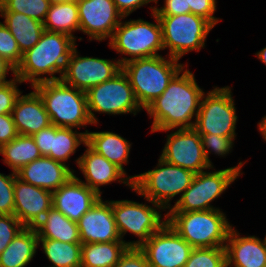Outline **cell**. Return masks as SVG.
<instances>
[{"label":"cell","instance_id":"6da1fadb","mask_svg":"<svg viewBox=\"0 0 266 267\" xmlns=\"http://www.w3.org/2000/svg\"><path fill=\"white\" fill-rule=\"evenodd\" d=\"M186 67L188 68V65L173 77L166 90L145 109L153 120L151 133L169 129L194 128L205 92L199 87L194 73Z\"/></svg>","mask_w":266,"mask_h":267},{"label":"cell","instance_id":"7a4b0ae2","mask_svg":"<svg viewBox=\"0 0 266 267\" xmlns=\"http://www.w3.org/2000/svg\"><path fill=\"white\" fill-rule=\"evenodd\" d=\"M76 45V40L67 34L44 30L38 43L23 53L16 77L23 83L29 82L31 88L41 82L60 80Z\"/></svg>","mask_w":266,"mask_h":267},{"label":"cell","instance_id":"3957f363","mask_svg":"<svg viewBox=\"0 0 266 267\" xmlns=\"http://www.w3.org/2000/svg\"><path fill=\"white\" fill-rule=\"evenodd\" d=\"M161 55L130 60L122 65L139 105L145 110L168 87L173 77L187 64Z\"/></svg>","mask_w":266,"mask_h":267},{"label":"cell","instance_id":"277c9868","mask_svg":"<svg viewBox=\"0 0 266 267\" xmlns=\"http://www.w3.org/2000/svg\"><path fill=\"white\" fill-rule=\"evenodd\" d=\"M167 222L193 248L225 247L233 227L222 209L167 212Z\"/></svg>","mask_w":266,"mask_h":267},{"label":"cell","instance_id":"5b68a950","mask_svg":"<svg viewBox=\"0 0 266 267\" xmlns=\"http://www.w3.org/2000/svg\"><path fill=\"white\" fill-rule=\"evenodd\" d=\"M32 88L41 96L52 125L82 129L93 124L88 114L86 92L61 80L41 82Z\"/></svg>","mask_w":266,"mask_h":267},{"label":"cell","instance_id":"8992f818","mask_svg":"<svg viewBox=\"0 0 266 267\" xmlns=\"http://www.w3.org/2000/svg\"><path fill=\"white\" fill-rule=\"evenodd\" d=\"M151 16L155 21L149 22L141 18L124 21L127 18L124 16L108 40V46L112 50L124 55L117 59L121 65L134 59L159 56L158 52L164 50L160 20L154 12Z\"/></svg>","mask_w":266,"mask_h":267},{"label":"cell","instance_id":"52a82bcc","mask_svg":"<svg viewBox=\"0 0 266 267\" xmlns=\"http://www.w3.org/2000/svg\"><path fill=\"white\" fill-rule=\"evenodd\" d=\"M195 173L180 166L170 164L159 157L157 166L144 173L132 175L133 188L138 196L160 205L168 212L171 200L178 199L192 183Z\"/></svg>","mask_w":266,"mask_h":267},{"label":"cell","instance_id":"ba28073f","mask_svg":"<svg viewBox=\"0 0 266 267\" xmlns=\"http://www.w3.org/2000/svg\"><path fill=\"white\" fill-rule=\"evenodd\" d=\"M246 162L240 161L236 166L220 170H216L212 166V171L208 169V171L197 173L182 196L174 200L175 204L172 205L173 207L168 212L220 209L219 207H214L211 203L221 197L230 188L231 184L243 174L241 169Z\"/></svg>","mask_w":266,"mask_h":267},{"label":"cell","instance_id":"9c48e42d","mask_svg":"<svg viewBox=\"0 0 266 267\" xmlns=\"http://www.w3.org/2000/svg\"><path fill=\"white\" fill-rule=\"evenodd\" d=\"M149 204L123 199L112 200V212L120 238L128 247L140 248L156 231L167 222V213L160 205L145 199ZM138 239L126 241V233Z\"/></svg>","mask_w":266,"mask_h":267},{"label":"cell","instance_id":"30bf717a","mask_svg":"<svg viewBox=\"0 0 266 267\" xmlns=\"http://www.w3.org/2000/svg\"><path fill=\"white\" fill-rule=\"evenodd\" d=\"M167 56L180 60L185 54L205 48L208 34L214 26L206 19L192 13L158 16Z\"/></svg>","mask_w":266,"mask_h":267},{"label":"cell","instance_id":"8fae6325","mask_svg":"<svg viewBox=\"0 0 266 267\" xmlns=\"http://www.w3.org/2000/svg\"><path fill=\"white\" fill-rule=\"evenodd\" d=\"M87 109L93 125H98L95 115H125L134 116L144 110L138 103L134 90L127 75L121 70L112 79L90 88L87 92Z\"/></svg>","mask_w":266,"mask_h":267},{"label":"cell","instance_id":"7c38bea8","mask_svg":"<svg viewBox=\"0 0 266 267\" xmlns=\"http://www.w3.org/2000/svg\"><path fill=\"white\" fill-rule=\"evenodd\" d=\"M235 99L230 86H214L203 94L194 129L203 134L219 136H237Z\"/></svg>","mask_w":266,"mask_h":267},{"label":"cell","instance_id":"4fadbf2b","mask_svg":"<svg viewBox=\"0 0 266 267\" xmlns=\"http://www.w3.org/2000/svg\"><path fill=\"white\" fill-rule=\"evenodd\" d=\"M122 70L115 59L80 56L77 45L70 54L60 80L78 90L87 92L90 88L112 79Z\"/></svg>","mask_w":266,"mask_h":267},{"label":"cell","instance_id":"5bb4252c","mask_svg":"<svg viewBox=\"0 0 266 267\" xmlns=\"http://www.w3.org/2000/svg\"><path fill=\"white\" fill-rule=\"evenodd\" d=\"M171 131V132H170ZM160 158L195 174L211 169L206 161L199 133L194 128L169 129Z\"/></svg>","mask_w":266,"mask_h":267},{"label":"cell","instance_id":"9a60e30c","mask_svg":"<svg viewBox=\"0 0 266 267\" xmlns=\"http://www.w3.org/2000/svg\"><path fill=\"white\" fill-rule=\"evenodd\" d=\"M140 249L149 267H184L193 247L166 222Z\"/></svg>","mask_w":266,"mask_h":267},{"label":"cell","instance_id":"2e32d148","mask_svg":"<svg viewBox=\"0 0 266 267\" xmlns=\"http://www.w3.org/2000/svg\"><path fill=\"white\" fill-rule=\"evenodd\" d=\"M79 11V32L88 40L106 41L111 39L123 15L113 0H76Z\"/></svg>","mask_w":266,"mask_h":267},{"label":"cell","instance_id":"e0dca14e","mask_svg":"<svg viewBox=\"0 0 266 267\" xmlns=\"http://www.w3.org/2000/svg\"><path fill=\"white\" fill-rule=\"evenodd\" d=\"M85 152L75 159V164L79 168L83 178L80 179L74 175L89 188L94 190L99 196L102 197L101 186H107L112 182L121 183L130 189L133 188V180L131 176L127 175L116 164L109 162L104 156L93 150L87 143Z\"/></svg>","mask_w":266,"mask_h":267},{"label":"cell","instance_id":"ac0fdd59","mask_svg":"<svg viewBox=\"0 0 266 267\" xmlns=\"http://www.w3.org/2000/svg\"><path fill=\"white\" fill-rule=\"evenodd\" d=\"M77 224L81 244L122 241L112 212V200L100 197Z\"/></svg>","mask_w":266,"mask_h":267},{"label":"cell","instance_id":"d6986e66","mask_svg":"<svg viewBox=\"0 0 266 267\" xmlns=\"http://www.w3.org/2000/svg\"><path fill=\"white\" fill-rule=\"evenodd\" d=\"M52 208V192L15 176L14 215L25 227H35Z\"/></svg>","mask_w":266,"mask_h":267},{"label":"cell","instance_id":"ffe728a7","mask_svg":"<svg viewBox=\"0 0 266 267\" xmlns=\"http://www.w3.org/2000/svg\"><path fill=\"white\" fill-rule=\"evenodd\" d=\"M100 197L74 175L52 192V207L77 223Z\"/></svg>","mask_w":266,"mask_h":267},{"label":"cell","instance_id":"44dd1931","mask_svg":"<svg viewBox=\"0 0 266 267\" xmlns=\"http://www.w3.org/2000/svg\"><path fill=\"white\" fill-rule=\"evenodd\" d=\"M226 267H266V234L241 236L233 226L225 244Z\"/></svg>","mask_w":266,"mask_h":267},{"label":"cell","instance_id":"7402d4cb","mask_svg":"<svg viewBox=\"0 0 266 267\" xmlns=\"http://www.w3.org/2000/svg\"><path fill=\"white\" fill-rule=\"evenodd\" d=\"M76 171L69 164L42 156L23 166L16 175L23 182L54 192L66 183Z\"/></svg>","mask_w":266,"mask_h":267},{"label":"cell","instance_id":"603a6c76","mask_svg":"<svg viewBox=\"0 0 266 267\" xmlns=\"http://www.w3.org/2000/svg\"><path fill=\"white\" fill-rule=\"evenodd\" d=\"M32 89V92L24 95L22 91L11 113L16 131L21 135L32 136L52 125L41 96Z\"/></svg>","mask_w":266,"mask_h":267},{"label":"cell","instance_id":"cb8c5ba5","mask_svg":"<svg viewBox=\"0 0 266 267\" xmlns=\"http://www.w3.org/2000/svg\"><path fill=\"white\" fill-rule=\"evenodd\" d=\"M87 144L126 173L124 165L129 163L132 143L122 137V135L113 131H88Z\"/></svg>","mask_w":266,"mask_h":267},{"label":"cell","instance_id":"d4e9b609","mask_svg":"<svg viewBox=\"0 0 266 267\" xmlns=\"http://www.w3.org/2000/svg\"><path fill=\"white\" fill-rule=\"evenodd\" d=\"M38 234L34 227H24L0 254V267H27L37 253Z\"/></svg>","mask_w":266,"mask_h":267},{"label":"cell","instance_id":"484cf974","mask_svg":"<svg viewBox=\"0 0 266 267\" xmlns=\"http://www.w3.org/2000/svg\"><path fill=\"white\" fill-rule=\"evenodd\" d=\"M3 24L17 41L20 51L24 53L39 41L44 25L42 22L17 12H0Z\"/></svg>","mask_w":266,"mask_h":267},{"label":"cell","instance_id":"4316f807","mask_svg":"<svg viewBox=\"0 0 266 267\" xmlns=\"http://www.w3.org/2000/svg\"><path fill=\"white\" fill-rule=\"evenodd\" d=\"M34 228L39 239L81 243L78 224L71 221L53 207Z\"/></svg>","mask_w":266,"mask_h":267},{"label":"cell","instance_id":"83f0119b","mask_svg":"<svg viewBox=\"0 0 266 267\" xmlns=\"http://www.w3.org/2000/svg\"><path fill=\"white\" fill-rule=\"evenodd\" d=\"M44 30L64 33L77 41L74 33L79 31V11L76 0L51 3L43 22Z\"/></svg>","mask_w":266,"mask_h":267},{"label":"cell","instance_id":"f1b7e54d","mask_svg":"<svg viewBox=\"0 0 266 267\" xmlns=\"http://www.w3.org/2000/svg\"><path fill=\"white\" fill-rule=\"evenodd\" d=\"M0 155L4 157L2 159L4 164L15 173L23 166L42 157L33 137L21 134L9 143L3 144L0 147Z\"/></svg>","mask_w":266,"mask_h":267},{"label":"cell","instance_id":"f546056e","mask_svg":"<svg viewBox=\"0 0 266 267\" xmlns=\"http://www.w3.org/2000/svg\"><path fill=\"white\" fill-rule=\"evenodd\" d=\"M127 248L123 241L84 243L81 246V267H114Z\"/></svg>","mask_w":266,"mask_h":267},{"label":"cell","instance_id":"4dcf8cb0","mask_svg":"<svg viewBox=\"0 0 266 267\" xmlns=\"http://www.w3.org/2000/svg\"><path fill=\"white\" fill-rule=\"evenodd\" d=\"M74 128L57 127L52 125L51 151L47 157L67 165L70 156L76 153L80 145L87 143V133Z\"/></svg>","mask_w":266,"mask_h":267},{"label":"cell","instance_id":"1f68e13d","mask_svg":"<svg viewBox=\"0 0 266 267\" xmlns=\"http://www.w3.org/2000/svg\"><path fill=\"white\" fill-rule=\"evenodd\" d=\"M49 267H81V243H66L58 240L39 239Z\"/></svg>","mask_w":266,"mask_h":267},{"label":"cell","instance_id":"d6a6232c","mask_svg":"<svg viewBox=\"0 0 266 267\" xmlns=\"http://www.w3.org/2000/svg\"><path fill=\"white\" fill-rule=\"evenodd\" d=\"M50 4L49 0H0V12H17L43 23Z\"/></svg>","mask_w":266,"mask_h":267},{"label":"cell","instance_id":"836d02e7","mask_svg":"<svg viewBox=\"0 0 266 267\" xmlns=\"http://www.w3.org/2000/svg\"><path fill=\"white\" fill-rule=\"evenodd\" d=\"M184 267H226L225 247L193 248Z\"/></svg>","mask_w":266,"mask_h":267},{"label":"cell","instance_id":"e575fe53","mask_svg":"<svg viewBox=\"0 0 266 267\" xmlns=\"http://www.w3.org/2000/svg\"><path fill=\"white\" fill-rule=\"evenodd\" d=\"M200 137L206 161L211 166L214 165L209 155L215 154V156L225 158L233 151L234 141L236 140V136H219L216 134H203Z\"/></svg>","mask_w":266,"mask_h":267},{"label":"cell","instance_id":"d590c367","mask_svg":"<svg viewBox=\"0 0 266 267\" xmlns=\"http://www.w3.org/2000/svg\"><path fill=\"white\" fill-rule=\"evenodd\" d=\"M0 55L15 68L21 63L23 53L8 28L0 21Z\"/></svg>","mask_w":266,"mask_h":267},{"label":"cell","instance_id":"8d00e7d4","mask_svg":"<svg viewBox=\"0 0 266 267\" xmlns=\"http://www.w3.org/2000/svg\"><path fill=\"white\" fill-rule=\"evenodd\" d=\"M11 173V174H10ZM9 175L0 173V214L14 215L15 172Z\"/></svg>","mask_w":266,"mask_h":267},{"label":"cell","instance_id":"74e56055","mask_svg":"<svg viewBox=\"0 0 266 267\" xmlns=\"http://www.w3.org/2000/svg\"><path fill=\"white\" fill-rule=\"evenodd\" d=\"M24 227L15 215L0 214V254Z\"/></svg>","mask_w":266,"mask_h":267},{"label":"cell","instance_id":"f35d334b","mask_svg":"<svg viewBox=\"0 0 266 267\" xmlns=\"http://www.w3.org/2000/svg\"><path fill=\"white\" fill-rule=\"evenodd\" d=\"M23 82L15 77L13 80L0 85V115L11 114L15 102L22 93L18 88Z\"/></svg>","mask_w":266,"mask_h":267},{"label":"cell","instance_id":"ab89813d","mask_svg":"<svg viewBox=\"0 0 266 267\" xmlns=\"http://www.w3.org/2000/svg\"><path fill=\"white\" fill-rule=\"evenodd\" d=\"M187 13H192L209 21L216 26L221 18L214 16L217 9V0H186Z\"/></svg>","mask_w":266,"mask_h":267},{"label":"cell","instance_id":"60d3db41","mask_svg":"<svg viewBox=\"0 0 266 267\" xmlns=\"http://www.w3.org/2000/svg\"><path fill=\"white\" fill-rule=\"evenodd\" d=\"M114 267H149V264L140 248L128 247Z\"/></svg>","mask_w":266,"mask_h":267},{"label":"cell","instance_id":"b9f144b4","mask_svg":"<svg viewBox=\"0 0 266 267\" xmlns=\"http://www.w3.org/2000/svg\"><path fill=\"white\" fill-rule=\"evenodd\" d=\"M159 0H156L158 4ZM164 5L158 7L159 5L150 6L151 13L154 12L157 16H173L182 15L187 13V2L186 0H164Z\"/></svg>","mask_w":266,"mask_h":267},{"label":"cell","instance_id":"7bdbcfd3","mask_svg":"<svg viewBox=\"0 0 266 267\" xmlns=\"http://www.w3.org/2000/svg\"><path fill=\"white\" fill-rule=\"evenodd\" d=\"M18 136L12 114L0 115V147Z\"/></svg>","mask_w":266,"mask_h":267},{"label":"cell","instance_id":"ee69618b","mask_svg":"<svg viewBox=\"0 0 266 267\" xmlns=\"http://www.w3.org/2000/svg\"><path fill=\"white\" fill-rule=\"evenodd\" d=\"M38 149L42 156H48L51 151L52 143V125L47 128L41 129L32 135Z\"/></svg>","mask_w":266,"mask_h":267},{"label":"cell","instance_id":"f6af8a7d","mask_svg":"<svg viewBox=\"0 0 266 267\" xmlns=\"http://www.w3.org/2000/svg\"><path fill=\"white\" fill-rule=\"evenodd\" d=\"M117 7V10L124 16H129L131 13L140 9L141 7L148 5L149 3H155L156 0H113Z\"/></svg>","mask_w":266,"mask_h":267},{"label":"cell","instance_id":"bcb514c9","mask_svg":"<svg viewBox=\"0 0 266 267\" xmlns=\"http://www.w3.org/2000/svg\"><path fill=\"white\" fill-rule=\"evenodd\" d=\"M13 74L12 79H7L8 73ZM16 77V68L0 55V85L13 80Z\"/></svg>","mask_w":266,"mask_h":267},{"label":"cell","instance_id":"7dc6e473","mask_svg":"<svg viewBox=\"0 0 266 267\" xmlns=\"http://www.w3.org/2000/svg\"><path fill=\"white\" fill-rule=\"evenodd\" d=\"M258 130L260 132V135H262V139L266 141V115L262 117V119L258 122Z\"/></svg>","mask_w":266,"mask_h":267},{"label":"cell","instance_id":"c3c4849f","mask_svg":"<svg viewBox=\"0 0 266 267\" xmlns=\"http://www.w3.org/2000/svg\"><path fill=\"white\" fill-rule=\"evenodd\" d=\"M255 56L266 66V47L256 52Z\"/></svg>","mask_w":266,"mask_h":267},{"label":"cell","instance_id":"681fc988","mask_svg":"<svg viewBox=\"0 0 266 267\" xmlns=\"http://www.w3.org/2000/svg\"><path fill=\"white\" fill-rule=\"evenodd\" d=\"M51 3H60V2H67L72 0H49Z\"/></svg>","mask_w":266,"mask_h":267}]
</instances>
